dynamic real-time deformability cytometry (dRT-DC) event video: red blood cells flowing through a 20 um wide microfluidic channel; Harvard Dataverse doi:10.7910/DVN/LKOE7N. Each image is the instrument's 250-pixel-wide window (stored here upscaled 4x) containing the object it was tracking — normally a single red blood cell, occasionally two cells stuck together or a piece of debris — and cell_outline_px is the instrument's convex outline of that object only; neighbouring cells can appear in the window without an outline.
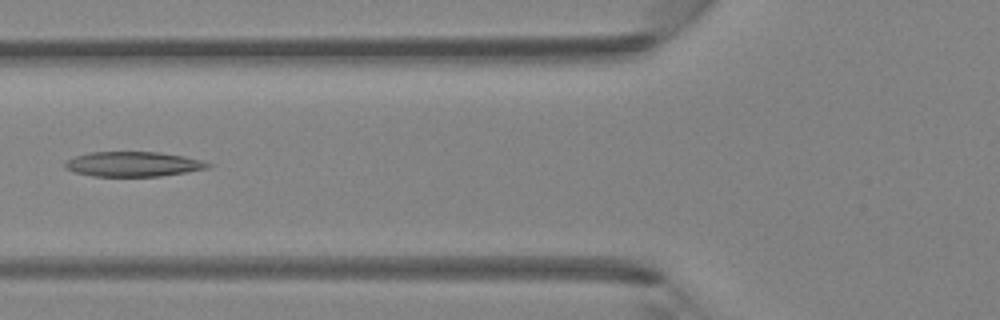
{"species": "Egyptian fruit bat (a non-hibernating species)", "species_latin": "Rousettus aegyptiacus", "temperature_condition": "room temperature", "stored_images_in_passage": 3, "camera_frame_rate_fps": 3000, "um_per_image_px": 0.085, "animal": {"sex": "female"}, "frame": {"image": 1, "passage_image": 3, "time_ms": 2.333, "image_size_px": [1000, 320], "cell_outline_px": [[212, 164], [208, 168], [160, 176], [92, 176], [76, 172], [64, 168], [64, 164], [68, 160], [76, 156], [92, 152], [160, 152], [184, 156], [204, 160]], "centroid_in_image_um": [11.34, 13.94], "position_along_channel_um": 114.5, "area_um2": 20.58}}